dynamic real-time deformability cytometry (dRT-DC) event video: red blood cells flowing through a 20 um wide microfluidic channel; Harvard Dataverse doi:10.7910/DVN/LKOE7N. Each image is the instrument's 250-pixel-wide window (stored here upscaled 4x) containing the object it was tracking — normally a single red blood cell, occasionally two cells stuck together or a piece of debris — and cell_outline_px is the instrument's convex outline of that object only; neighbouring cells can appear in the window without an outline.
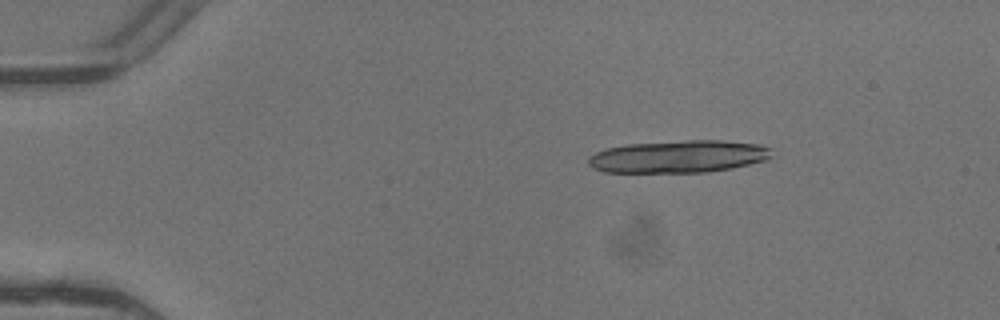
{"species": "common noctule bat (a hibernating species)", "species_latin": "Nyctalus noctula", "temperature_condition": "warm", "stored_images_in_passage": 4, "camera_frame_rate_fps": 3000, "um_per_image_px": 0.085, "animal": {"sex": "female"}, "frame": {"image": 1, "passage_image": 2, "time_ms": 0.333, "image_size_px": [1000, 320], "cell_outline_px": [[772, 156], [764, 160], [732, 168], [708, 172], [604, 172], [592, 168], [588, 164], [588, 156], [596, 152], [608, 148], [628, 144], [688, 140], [724, 140], [760, 144], [772, 148]], "centroid_in_image_um": [57.69, 13.3], "position_along_channel_um": 27.3, "area_um2": 34.74}}